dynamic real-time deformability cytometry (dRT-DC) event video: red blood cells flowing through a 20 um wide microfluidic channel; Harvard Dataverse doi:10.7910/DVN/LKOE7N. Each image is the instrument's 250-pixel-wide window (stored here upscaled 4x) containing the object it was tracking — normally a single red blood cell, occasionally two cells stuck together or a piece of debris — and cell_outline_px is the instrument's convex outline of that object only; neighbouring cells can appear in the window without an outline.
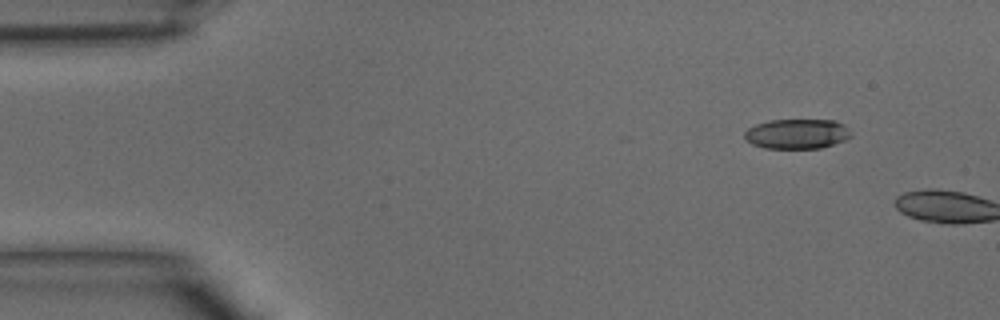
{"species": "common noctule bat (a hibernating species)", "species_latin": "Nyctalus noctula", "temperature_condition": "warm", "stored_images_in_passage": 2, "camera_frame_rate_fps": 3000, "um_per_image_px": 0.085, "animal": {"sex": "male", "body_mass_g": 15.6}, "frame": {"image": 1, "passage_image": 1, "time_ms": 0.0, "image_size_px": [1000, 320], "cell_outline_px": [[852, 136], [844, 140], [820, 148], [764, 148], [752, 144], [744, 140], [744, 132], [748, 128], [756, 124], [768, 120], [836, 120], [844, 124], [848, 128]], "centroid_in_image_um": [67.72, 11.37], "position_along_channel_um": 17.3, "area_um2": 18.61}}